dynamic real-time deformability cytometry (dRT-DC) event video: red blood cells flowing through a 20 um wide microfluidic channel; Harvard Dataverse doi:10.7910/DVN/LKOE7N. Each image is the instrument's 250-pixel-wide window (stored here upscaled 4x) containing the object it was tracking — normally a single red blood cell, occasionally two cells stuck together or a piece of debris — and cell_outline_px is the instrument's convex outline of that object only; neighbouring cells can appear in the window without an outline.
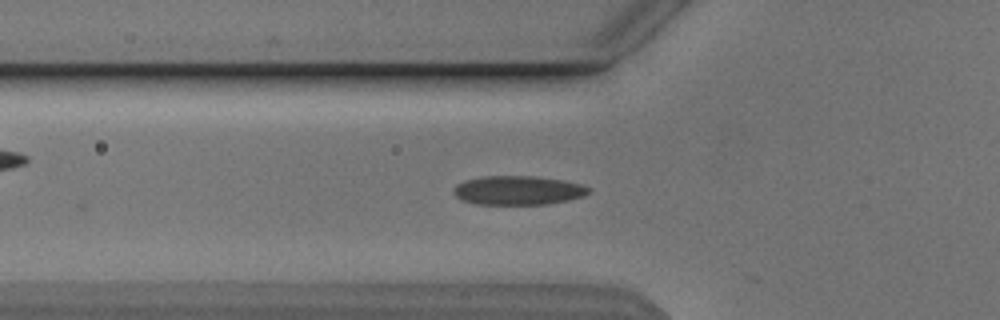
{"species": "Egyptian fruit bat (a non-hibernating species)", "species_latin": "Rousettus aegyptiacus", "temperature_condition": "cold", "stored_images_in_passage": 24, "camera_frame_rate_fps": 3000, "um_per_image_px": 0.085, "animal": {"sex": "male"}, "frame": {"image": 1, "passage_image": 3, "time_ms": 0.667, "image_size_px": [1000, 320], "cell_outline_px": [[592, 192], [584, 196], [568, 200], [548, 204], [476, 204], [460, 200], [452, 192], [452, 188], [456, 184], [464, 180], [484, 176], [536, 176], [564, 180], [584, 184], [592, 188]], "centroid_in_image_um": [44.06, 16.17], "position_along_channel_um": 81.7, "area_um2": 23.29}}
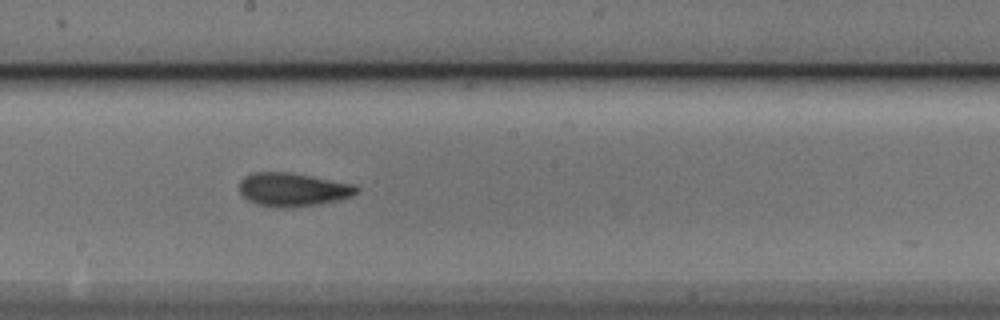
{"frame": {"image": 2, "passage_image": 14, "time_ms": 4.333, "image_size_px": [1000, 320], "cell_outline_px": [[360, 188], [352, 196], [320, 204], [288, 208], [276, 208], [256, 204], [248, 200], [240, 192], [240, 180], [244, 176], [252, 172], [288, 172], [356, 184]], "centroid_in_image_um": [24.88, 16.11], "position_along_channel_um": 223.3, "area_um2": 23.0}}
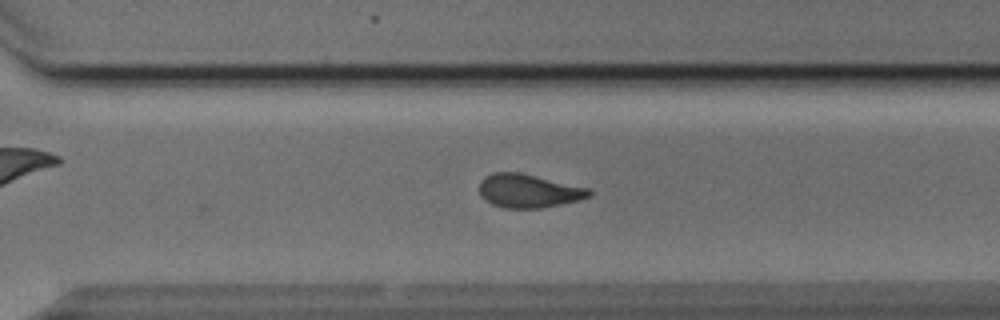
{"frame": {"image": 3, "passage_image": 22, "time_ms": 7.0, "image_size_px": [1000, 320], "cell_outline_px": [[592, 196], [580, 200], [540, 208], [504, 208], [492, 204], [484, 200], [480, 196], [480, 180], [484, 176], [492, 172], [520, 172], [592, 188]], "centroid_in_image_um": [44.95, 16.21], "position_along_channel_um": 325.7, "area_um2": 21.85}}